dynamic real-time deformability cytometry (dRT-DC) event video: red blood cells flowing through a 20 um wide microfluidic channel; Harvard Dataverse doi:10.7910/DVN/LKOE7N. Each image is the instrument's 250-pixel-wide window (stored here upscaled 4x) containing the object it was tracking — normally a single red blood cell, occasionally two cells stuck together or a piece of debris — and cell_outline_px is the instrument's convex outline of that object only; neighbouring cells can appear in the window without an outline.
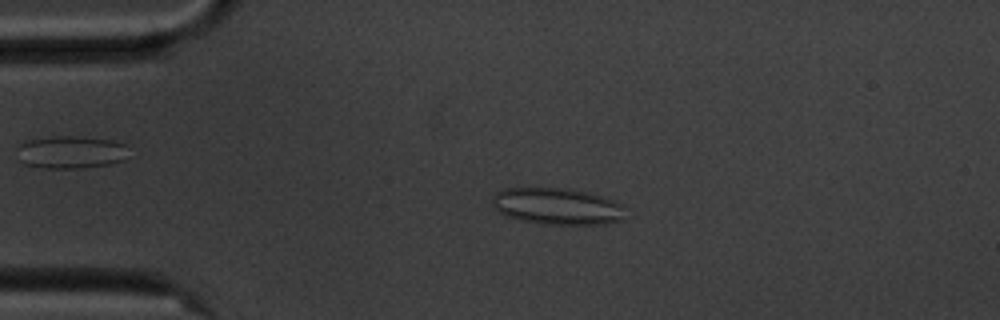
{"species": "common noctule bat (a hibernating species)", "species_latin": "Nyctalus noctula", "temperature_condition": "cold", "stored_images_in_passage": 55, "camera_frame_rate_fps": 3000, "um_per_image_px": 0.085, "animal": {"sex": "male", "body_mass_g": 20.1, "forearm_length_mm": 53.5}, "frame": {"image": 1, "passage_image": 11, "time_ms": 3.333, "image_size_px": [1000, 320], "cell_outline_px": [[624, 220], [600, 224], [548, 224], [524, 220], [504, 216], [492, 208], [492, 196], [496, 192], [504, 188], [568, 188], [588, 192], [624, 204]], "centroid_in_image_um": [47.34, 17.52], "position_along_channel_um": 37.7, "area_um2": 28.55}}
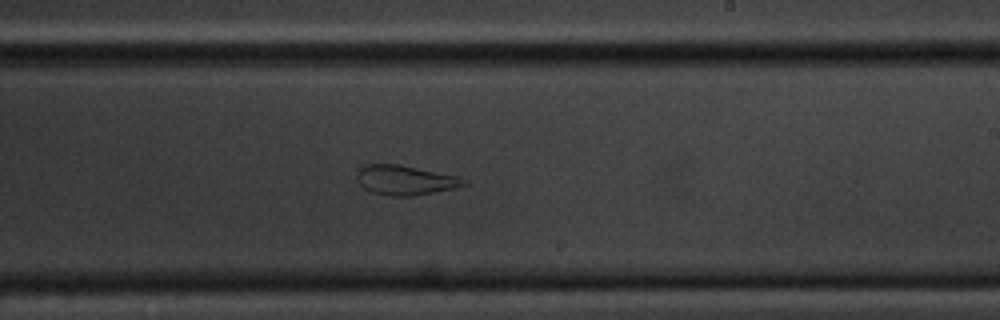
{"frame": {"image": 2, "passage_image": 32, "time_ms": 10.333, "image_size_px": [1000, 320], "cell_outline_px": [[468, 184], [456, 188], [412, 196], [388, 196], [372, 192], [364, 188], [356, 180], [356, 176], [360, 168], [364, 164], [400, 164], [456, 176], [468, 180]], "centroid_in_image_um": [34.43, 15.31], "position_along_channel_um": 254.6, "area_um2": 18.55}}
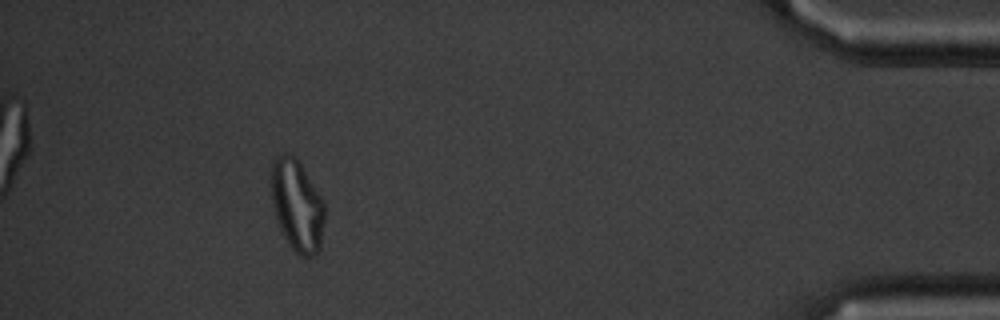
{"frame": {"image": 3, "passage_image": 50, "time_ms": 16.333, "image_size_px": [1000, 320], "cell_outline_px": [[324, 220], [320, 248], [312, 256], [300, 256], [288, 244], [276, 220], [268, 180], [272, 164], [276, 156], [280, 152], [288, 152], [296, 156], [324, 200]], "centroid_in_image_um": [25.21, 17.39], "position_along_channel_um": 410.0, "area_um2": 29.13}}